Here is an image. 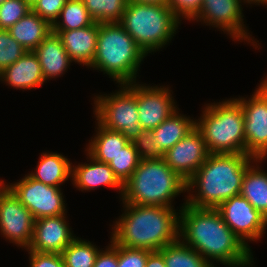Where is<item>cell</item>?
Here are the masks:
<instances>
[{
    "label": "cell",
    "mask_w": 267,
    "mask_h": 267,
    "mask_svg": "<svg viewBox=\"0 0 267 267\" xmlns=\"http://www.w3.org/2000/svg\"><path fill=\"white\" fill-rule=\"evenodd\" d=\"M178 211L179 239L212 266L214 261L227 267L254 266L252 250L228 227L216 208H197L184 202Z\"/></svg>",
    "instance_id": "obj_1"
},
{
    "label": "cell",
    "mask_w": 267,
    "mask_h": 267,
    "mask_svg": "<svg viewBox=\"0 0 267 267\" xmlns=\"http://www.w3.org/2000/svg\"><path fill=\"white\" fill-rule=\"evenodd\" d=\"M123 203L110 240L128 248L160 251L179 239V214L174 208Z\"/></svg>",
    "instance_id": "obj_2"
},
{
    "label": "cell",
    "mask_w": 267,
    "mask_h": 267,
    "mask_svg": "<svg viewBox=\"0 0 267 267\" xmlns=\"http://www.w3.org/2000/svg\"><path fill=\"white\" fill-rule=\"evenodd\" d=\"M254 161L255 158L247 154H209L186 183L189 192L186 204L197 208H217L225 200L239 195L246 169ZM191 190H195L192 191L195 194H190Z\"/></svg>",
    "instance_id": "obj_3"
},
{
    "label": "cell",
    "mask_w": 267,
    "mask_h": 267,
    "mask_svg": "<svg viewBox=\"0 0 267 267\" xmlns=\"http://www.w3.org/2000/svg\"><path fill=\"white\" fill-rule=\"evenodd\" d=\"M147 55L119 22L99 23L97 49L90 68L107 74L119 85L137 79Z\"/></svg>",
    "instance_id": "obj_4"
},
{
    "label": "cell",
    "mask_w": 267,
    "mask_h": 267,
    "mask_svg": "<svg viewBox=\"0 0 267 267\" xmlns=\"http://www.w3.org/2000/svg\"><path fill=\"white\" fill-rule=\"evenodd\" d=\"M187 181L173 171L164 158L140 160L123 185L122 202L173 208L174 198L185 193Z\"/></svg>",
    "instance_id": "obj_5"
},
{
    "label": "cell",
    "mask_w": 267,
    "mask_h": 267,
    "mask_svg": "<svg viewBox=\"0 0 267 267\" xmlns=\"http://www.w3.org/2000/svg\"><path fill=\"white\" fill-rule=\"evenodd\" d=\"M196 128L210 154H245L244 114L236 99L205 105Z\"/></svg>",
    "instance_id": "obj_6"
},
{
    "label": "cell",
    "mask_w": 267,
    "mask_h": 267,
    "mask_svg": "<svg viewBox=\"0 0 267 267\" xmlns=\"http://www.w3.org/2000/svg\"><path fill=\"white\" fill-rule=\"evenodd\" d=\"M180 21L168 5L129 1L119 23L148 55L170 43Z\"/></svg>",
    "instance_id": "obj_7"
},
{
    "label": "cell",
    "mask_w": 267,
    "mask_h": 267,
    "mask_svg": "<svg viewBox=\"0 0 267 267\" xmlns=\"http://www.w3.org/2000/svg\"><path fill=\"white\" fill-rule=\"evenodd\" d=\"M94 98V116L104 128L121 132L131 142L144 130L139 124L136 95L125 84L115 93Z\"/></svg>",
    "instance_id": "obj_8"
},
{
    "label": "cell",
    "mask_w": 267,
    "mask_h": 267,
    "mask_svg": "<svg viewBox=\"0 0 267 267\" xmlns=\"http://www.w3.org/2000/svg\"><path fill=\"white\" fill-rule=\"evenodd\" d=\"M251 98H235L244 114L245 154L255 159L267 158V77Z\"/></svg>",
    "instance_id": "obj_9"
},
{
    "label": "cell",
    "mask_w": 267,
    "mask_h": 267,
    "mask_svg": "<svg viewBox=\"0 0 267 267\" xmlns=\"http://www.w3.org/2000/svg\"><path fill=\"white\" fill-rule=\"evenodd\" d=\"M8 188L35 220L67 213L64 195L59 187L45 185L26 174L20 181L9 183Z\"/></svg>",
    "instance_id": "obj_10"
},
{
    "label": "cell",
    "mask_w": 267,
    "mask_h": 267,
    "mask_svg": "<svg viewBox=\"0 0 267 267\" xmlns=\"http://www.w3.org/2000/svg\"><path fill=\"white\" fill-rule=\"evenodd\" d=\"M242 11V0H203L198 14L192 21H201L207 26L217 27L224 33L227 32L233 41H247L257 49L259 41L250 37L252 35L246 29Z\"/></svg>",
    "instance_id": "obj_11"
},
{
    "label": "cell",
    "mask_w": 267,
    "mask_h": 267,
    "mask_svg": "<svg viewBox=\"0 0 267 267\" xmlns=\"http://www.w3.org/2000/svg\"><path fill=\"white\" fill-rule=\"evenodd\" d=\"M223 221L251 249L248 241H259L267 229V219L241 194L222 202L217 208Z\"/></svg>",
    "instance_id": "obj_12"
},
{
    "label": "cell",
    "mask_w": 267,
    "mask_h": 267,
    "mask_svg": "<svg viewBox=\"0 0 267 267\" xmlns=\"http://www.w3.org/2000/svg\"><path fill=\"white\" fill-rule=\"evenodd\" d=\"M125 84L137 98L139 124L144 130H152L177 110L169 87L146 86L139 82Z\"/></svg>",
    "instance_id": "obj_13"
},
{
    "label": "cell",
    "mask_w": 267,
    "mask_h": 267,
    "mask_svg": "<svg viewBox=\"0 0 267 267\" xmlns=\"http://www.w3.org/2000/svg\"><path fill=\"white\" fill-rule=\"evenodd\" d=\"M35 219L7 188L0 196V233L10 243L27 250L32 242Z\"/></svg>",
    "instance_id": "obj_14"
},
{
    "label": "cell",
    "mask_w": 267,
    "mask_h": 267,
    "mask_svg": "<svg viewBox=\"0 0 267 267\" xmlns=\"http://www.w3.org/2000/svg\"><path fill=\"white\" fill-rule=\"evenodd\" d=\"M203 135L195 128L164 154L167 165L185 181L204 164L209 156Z\"/></svg>",
    "instance_id": "obj_15"
},
{
    "label": "cell",
    "mask_w": 267,
    "mask_h": 267,
    "mask_svg": "<svg viewBox=\"0 0 267 267\" xmlns=\"http://www.w3.org/2000/svg\"><path fill=\"white\" fill-rule=\"evenodd\" d=\"M65 215L36 219L32 242L27 251L61 254L76 238Z\"/></svg>",
    "instance_id": "obj_16"
},
{
    "label": "cell",
    "mask_w": 267,
    "mask_h": 267,
    "mask_svg": "<svg viewBox=\"0 0 267 267\" xmlns=\"http://www.w3.org/2000/svg\"><path fill=\"white\" fill-rule=\"evenodd\" d=\"M99 23L69 31H52L56 33L70 59L82 66L89 67L95 57Z\"/></svg>",
    "instance_id": "obj_17"
},
{
    "label": "cell",
    "mask_w": 267,
    "mask_h": 267,
    "mask_svg": "<svg viewBox=\"0 0 267 267\" xmlns=\"http://www.w3.org/2000/svg\"><path fill=\"white\" fill-rule=\"evenodd\" d=\"M87 159L90 163L78 164L76 166L72 165V175L71 180L74 187L83 192L95 190L99 186H107L110 188H115L119 190L120 198L123 195V184L114 175L113 170L106 163L99 162L95 160L88 153Z\"/></svg>",
    "instance_id": "obj_18"
},
{
    "label": "cell",
    "mask_w": 267,
    "mask_h": 267,
    "mask_svg": "<svg viewBox=\"0 0 267 267\" xmlns=\"http://www.w3.org/2000/svg\"><path fill=\"white\" fill-rule=\"evenodd\" d=\"M0 80L15 89H37L45 83L41 65L33 51H27L15 63L0 73Z\"/></svg>",
    "instance_id": "obj_19"
},
{
    "label": "cell",
    "mask_w": 267,
    "mask_h": 267,
    "mask_svg": "<svg viewBox=\"0 0 267 267\" xmlns=\"http://www.w3.org/2000/svg\"><path fill=\"white\" fill-rule=\"evenodd\" d=\"M41 65L45 82L61 77L73 62L68 56L60 37L51 32L33 51Z\"/></svg>",
    "instance_id": "obj_20"
},
{
    "label": "cell",
    "mask_w": 267,
    "mask_h": 267,
    "mask_svg": "<svg viewBox=\"0 0 267 267\" xmlns=\"http://www.w3.org/2000/svg\"><path fill=\"white\" fill-rule=\"evenodd\" d=\"M26 51L35 48L52 32V25L32 10L8 29Z\"/></svg>",
    "instance_id": "obj_21"
},
{
    "label": "cell",
    "mask_w": 267,
    "mask_h": 267,
    "mask_svg": "<svg viewBox=\"0 0 267 267\" xmlns=\"http://www.w3.org/2000/svg\"><path fill=\"white\" fill-rule=\"evenodd\" d=\"M39 160L35 172L28 173L34 180L60 188L68 178L71 179L72 163L61 153L44 152Z\"/></svg>",
    "instance_id": "obj_22"
},
{
    "label": "cell",
    "mask_w": 267,
    "mask_h": 267,
    "mask_svg": "<svg viewBox=\"0 0 267 267\" xmlns=\"http://www.w3.org/2000/svg\"><path fill=\"white\" fill-rule=\"evenodd\" d=\"M196 128V120L180 114L178 109L159 126L152 129L156 146L165 154Z\"/></svg>",
    "instance_id": "obj_23"
},
{
    "label": "cell",
    "mask_w": 267,
    "mask_h": 267,
    "mask_svg": "<svg viewBox=\"0 0 267 267\" xmlns=\"http://www.w3.org/2000/svg\"><path fill=\"white\" fill-rule=\"evenodd\" d=\"M261 161L263 159H255L247 167L240 194L267 219V173L257 164Z\"/></svg>",
    "instance_id": "obj_24"
},
{
    "label": "cell",
    "mask_w": 267,
    "mask_h": 267,
    "mask_svg": "<svg viewBox=\"0 0 267 267\" xmlns=\"http://www.w3.org/2000/svg\"><path fill=\"white\" fill-rule=\"evenodd\" d=\"M96 126V134L85 151L95 160L109 164L130 141L121 132L106 129L98 122Z\"/></svg>",
    "instance_id": "obj_25"
},
{
    "label": "cell",
    "mask_w": 267,
    "mask_h": 267,
    "mask_svg": "<svg viewBox=\"0 0 267 267\" xmlns=\"http://www.w3.org/2000/svg\"><path fill=\"white\" fill-rule=\"evenodd\" d=\"M159 252L163 255L166 267H216L180 239L164 246Z\"/></svg>",
    "instance_id": "obj_26"
},
{
    "label": "cell",
    "mask_w": 267,
    "mask_h": 267,
    "mask_svg": "<svg viewBox=\"0 0 267 267\" xmlns=\"http://www.w3.org/2000/svg\"><path fill=\"white\" fill-rule=\"evenodd\" d=\"M94 23V19L90 16L82 0H68L62 8L58 20L52 25V31H69Z\"/></svg>",
    "instance_id": "obj_27"
},
{
    "label": "cell",
    "mask_w": 267,
    "mask_h": 267,
    "mask_svg": "<svg viewBox=\"0 0 267 267\" xmlns=\"http://www.w3.org/2000/svg\"><path fill=\"white\" fill-rule=\"evenodd\" d=\"M99 251L92 242L76 237L61 254L66 267H94Z\"/></svg>",
    "instance_id": "obj_28"
},
{
    "label": "cell",
    "mask_w": 267,
    "mask_h": 267,
    "mask_svg": "<svg viewBox=\"0 0 267 267\" xmlns=\"http://www.w3.org/2000/svg\"><path fill=\"white\" fill-rule=\"evenodd\" d=\"M90 16L98 23L120 22L129 0H82Z\"/></svg>",
    "instance_id": "obj_29"
},
{
    "label": "cell",
    "mask_w": 267,
    "mask_h": 267,
    "mask_svg": "<svg viewBox=\"0 0 267 267\" xmlns=\"http://www.w3.org/2000/svg\"><path fill=\"white\" fill-rule=\"evenodd\" d=\"M140 158L133 142H129L108 164L114 175L124 185L139 165Z\"/></svg>",
    "instance_id": "obj_30"
},
{
    "label": "cell",
    "mask_w": 267,
    "mask_h": 267,
    "mask_svg": "<svg viewBox=\"0 0 267 267\" xmlns=\"http://www.w3.org/2000/svg\"><path fill=\"white\" fill-rule=\"evenodd\" d=\"M27 51L8 32L0 29V73L15 63Z\"/></svg>",
    "instance_id": "obj_31"
},
{
    "label": "cell",
    "mask_w": 267,
    "mask_h": 267,
    "mask_svg": "<svg viewBox=\"0 0 267 267\" xmlns=\"http://www.w3.org/2000/svg\"><path fill=\"white\" fill-rule=\"evenodd\" d=\"M30 11L24 0H5L0 5V29L8 30Z\"/></svg>",
    "instance_id": "obj_32"
},
{
    "label": "cell",
    "mask_w": 267,
    "mask_h": 267,
    "mask_svg": "<svg viewBox=\"0 0 267 267\" xmlns=\"http://www.w3.org/2000/svg\"><path fill=\"white\" fill-rule=\"evenodd\" d=\"M156 139L152 130H143L133 141L140 160H158L164 157V154L155 144Z\"/></svg>",
    "instance_id": "obj_33"
},
{
    "label": "cell",
    "mask_w": 267,
    "mask_h": 267,
    "mask_svg": "<svg viewBox=\"0 0 267 267\" xmlns=\"http://www.w3.org/2000/svg\"><path fill=\"white\" fill-rule=\"evenodd\" d=\"M150 251L128 248L118 244V267H146Z\"/></svg>",
    "instance_id": "obj_34"
},
{
    "label": "cell",
    "mask_w": 267,
    "mask_h": 267,
    "mask_svg": "<svg viewBox=\"0 0 267 267\" xmlns=\"http://www.w3.org/2000/svg\"><path fill=\"white\" fill-rule=\"evenodd\" d=\"M68 0H37L31 10L51 25L58 20L64 4Z\"/></svg>",
    "instance_id": "obj_35"
},
{
    "label": "cell",
    "mask_w": 267,
    "mask_h": 267,
    "mask_svg": "<svg viewBox=\"0 0 267 267\" xmlns=\"http://www.w3.org/2000/svg\"><path fill=\"white\" fill-rule=\"evenodd\" d=\"M203 0H168V6L180 20L191 21L199 12Z\"/></svg>",
    "instance_id": "obj_36"
},
{
    "label": "cell",
    "mask_w": 267,
    "mask_h": 267,
    "mask_svg": "<svg viewBox=\"0 0 267 267\" xmlns=\"http://www.w3.org/2000/svg\"><path fill=\"white\" fill-rule=\"evenodd\" d=\"M30 267H66L62 254L27 251Z\"/></svg>",
    "instance_id": "obj_37"
},
{
    "label": "cell",
    "mask_w": 267,
    "mask_h": 267,
    "mask_svg": "<svg viewBox=\"0 0 267 267\" xmlns=\"http://www.w3.org/2000/svg\"><path fill=\"white\" fill-rule=\"evenodd\" d=\"M105 250H100L94 267H118V244L112 240Z\"/></svg>",
    "instance_id": "obj_38"
},
{
    "label": "cell",
    "mask_w": 267,
    "mask_h": 267,
    "mask_svg": "<svg viewBox=\"0 0 267 267\" xmlns=\"http://www.w3.org/2000/svg\"><path fill=\"white\" fill-rule=\"evenodd\" d=\"M146 267H166L163 255L159 251H153L148 255Z\"/></svg>",
    "instance_id": "obj_39"
},
{
    "label": "cell",
    "mask_w": 267,
    "mask_h": 267,
    "mask_svg": "<svg viewBox=\"0 0 267 267\" xmlns=\"http://www.w3.org/2000/svg\"><path fill=\"white\" fill-rule=\"evenodd\" d=\"M135 3L150 4V5H168V0H129Z\"/></svg>",
    "instance_id": "obj_40"
},
{
    "label": "cell",
    "mask_w": 267,
    "mask_h": 267,
    "mask_svg": "<svg viewBox=\"0 0 267 267\" xmlns=\"http://www.w3.org/2000/svg\"><path fill=\"white\" fill-rule=\"evenodd\" d=\"M242 2H244L245 4L248 3V5L250 4H255V5H266L267 6V0H242Z\"/></svg>",
    "instance_id": "obj_41"
},
{
    "label": "cell",
    "mask_w": 267,
    "mask_h": 267,
    "mask_svg": "<svg viewBox=\"0 0 267 267\" xmlns=\"http://www.w3.org/2000/svg\"><path fill=\"white\" fill-rule=\"evenodd\" d=\"M5 183L2 179L0 180V196L8 188V184Z\"/></svg>",
    "instance_id": "obj_42"
},
{
    "label": "cell",
    "mask_w": 267,
    "mask_h": 267,
    "mask_svg": "<svg viewBox=\"0 0 267 267\" xmlns=\"http://www.w3.org/2000/svg\"><path fill=\"white\" fill-rule=\"evenodd\" d=\"M28 5H30L31 7L33 6V4L37 1V0H24Z\"/></svg>",
    "instance_id": "obj_43"
}]
</instances>
